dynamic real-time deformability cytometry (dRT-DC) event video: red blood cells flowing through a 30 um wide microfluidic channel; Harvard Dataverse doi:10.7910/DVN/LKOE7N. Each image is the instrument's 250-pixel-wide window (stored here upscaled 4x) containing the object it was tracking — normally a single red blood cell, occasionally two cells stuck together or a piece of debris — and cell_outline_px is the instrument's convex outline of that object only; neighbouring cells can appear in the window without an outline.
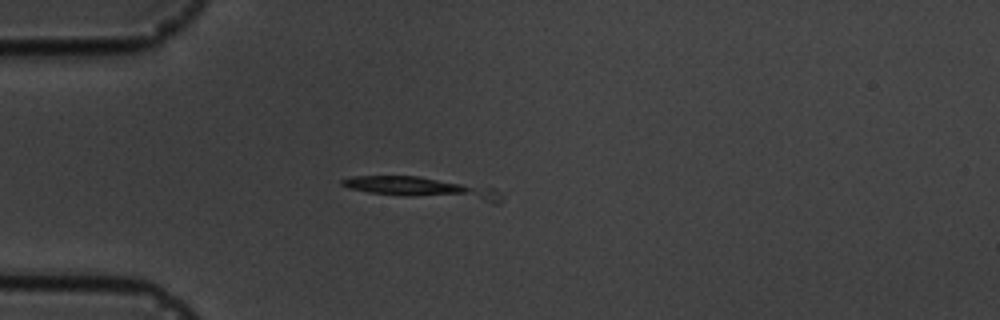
{"species": "common noctule bat (a hibernating species)", "species_latin": "Nyctalus noctula", "temperature_condition": "cold", "stored_images_in_passage": 5, "camera_frame_rate_fps": 3000, "um_per_image_px": 0.085, "animal": {"sex": "male", "body_mass_g": 19.5, "forearm_length_mm": 54.6}, "frame": {"image": 1, "passage_image": 3, "time_ms": 2.333, "image_size_px": [1000, 320], "cell_outline_px": [[504, 200], [500, 204], [492, 204], [368, 192], [348, 188], [340, 184], [340, 180], [352, 176], [420, 176], [496, 188], [504, 196]], "centroid_in_image_um": [36.1, 16.01], "position_along_channel_um": 48.9, "area_um2": 20.29}}